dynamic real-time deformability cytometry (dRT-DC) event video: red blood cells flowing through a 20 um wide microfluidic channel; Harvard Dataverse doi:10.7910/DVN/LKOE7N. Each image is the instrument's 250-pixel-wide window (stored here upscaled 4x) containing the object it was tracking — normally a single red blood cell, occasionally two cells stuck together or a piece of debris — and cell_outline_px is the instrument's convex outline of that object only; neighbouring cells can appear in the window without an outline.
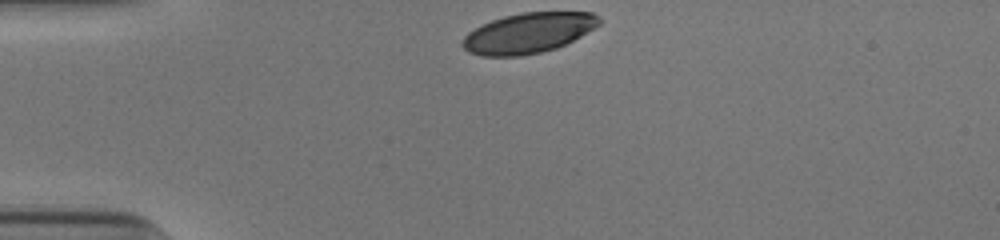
{"species": "human", "species_latin": "Homo sapiens", "temperature_condition": "cold", "stored_images_in_passage": 31, "camera_frame_rate_fps": 3000, "um_per_image_px": 0.085, "donor": {"sex": "male"}, "frame": {"image": 1, "passage_image": 1, "time_ms": 0.0, "image_size_px": [1000, 240], "cell_outline_px": [[600, 24], [580, 36], [556, 48], [540, 52], [520, 56], [480, 56], [468, 52], [460, 44], [464, 36], [468, 32], [492, 20], [504, 16], [520, 12], [592, 12], [600, 16]], "centroid_in_image_um": [44.88, 2.8], "position_along_channel_um": 40.1, "area_um2": 31.96}}
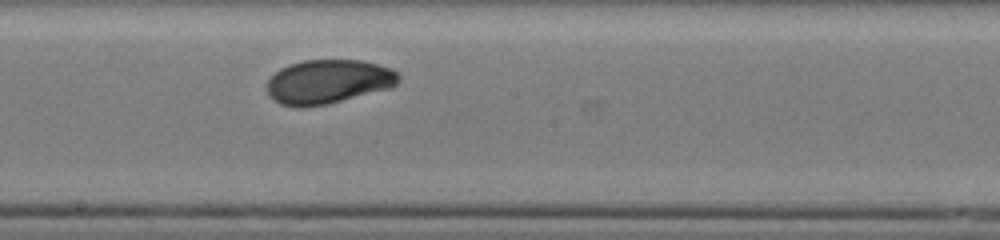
{"frame": {"image": 2, "passage_image": 18, "time_ms": 5.667, "image_size_px": [1000, 240], "cell_outline_px": [[400, 80], [392, 88], [328, 104], [280, 104], [272, 100], [268, 92], [268, 80], [280, 68], [288, 64], [304, 60], [360, 60], [392, 68], [400, 76]], "centroid_in_image_um": [27.95, 6.91], "position_along_channel_um": 220.2, "area_um2": 33.35}}
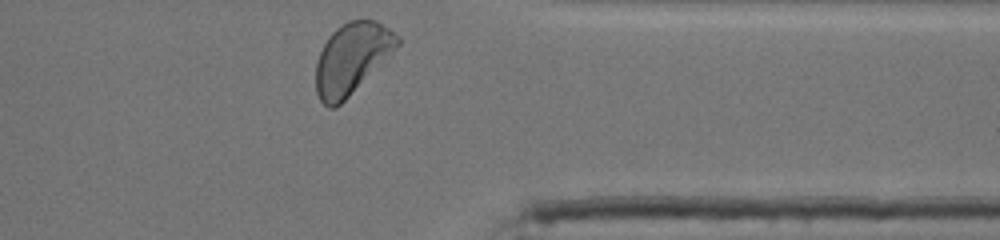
{"frame": {"image": 3, "passage_image": 31, "time_ms": 10.0, "image_size_px": [1000, 240], "cell_outline_px": [[400, 44], [336, 108], [328, 108], [320, 100], [316, 92], [316, 60], [328, 36], [336, 28], [348, 20], [376, 20], [396, 32], [400, 36]], "centroid_in_image_um": [29.89, 4.94], "position_along_channel_um": 381.5, "area_um2": 33.29}, "authors_computed_cell_mechanics": {"area_um2": 33.3506, "velocity_mm_per_s": 3.8584, "shape_relaxation_time_tau1_ms": 3.3284, "shape_relaxation_time_tau2_ms": null, "deformation_change_tau1": 0.1414, "deformation_change_tau2": null}}